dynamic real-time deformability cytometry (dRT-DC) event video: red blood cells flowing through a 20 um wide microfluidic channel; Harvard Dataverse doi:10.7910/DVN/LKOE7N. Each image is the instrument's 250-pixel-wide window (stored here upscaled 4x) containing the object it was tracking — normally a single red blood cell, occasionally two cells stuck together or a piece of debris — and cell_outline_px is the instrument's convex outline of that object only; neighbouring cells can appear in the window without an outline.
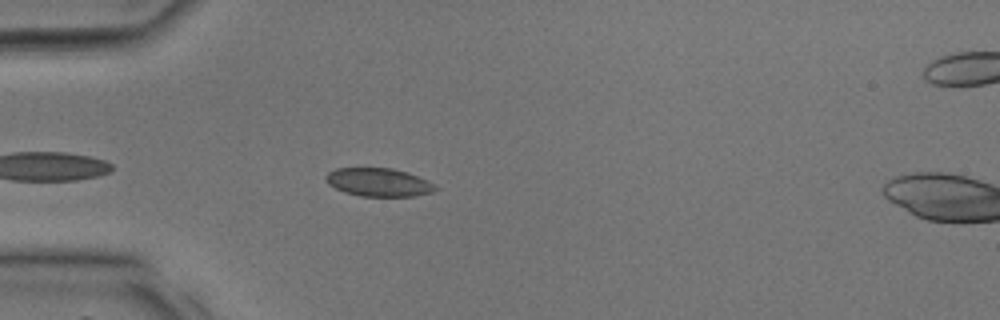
{"species": "common noctule bat (a hibernating species)", "species_latin": "Nyctalus noctula", "temperature_condition": "room temperature", "stored_images_in_passage": 29, "camera_frame_rate_fps": 3000, "um_per_image_px": 0.085, "animal": {"sex": "male", "body_mass_g": 17.9, "forearm_length_mm": 54.2}, "frame": {"image": 1, "passage_image": 3, "time_ms": 0.667, "image_size_px": [1000, 320], "cell_outline_px": [[440, 188], [432, 192], [412, 196], [360, 196], [344, 192], [328, 184], [324, 180], [324, 176], [328, 172], [336, 168], [392, 168], [408, 172]], "centroid_in_image_um": [32.13, 15.49], "position_along_channel_um": 52.9, "area_um2": 17.98}}
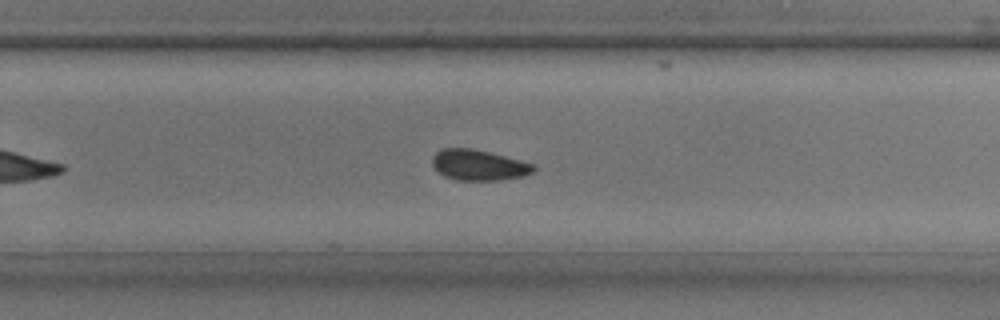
{"frame": {"image": 2, "passage_image": 16, "time_ms": 5.0, "image_size_px": [1000, 320], "cell_outline_px": [[536, 168], [532, 172], [524, 176], [500, 180], [456, 180], [444, 176], [432, 164], [432, 156], [440, 148], [468, 148], [488, 152], [536, 164]], "centroid_in_image_um": [40.69, 14.03], "position_along_channel_um": 289.1, "area_um2": 18.03}}
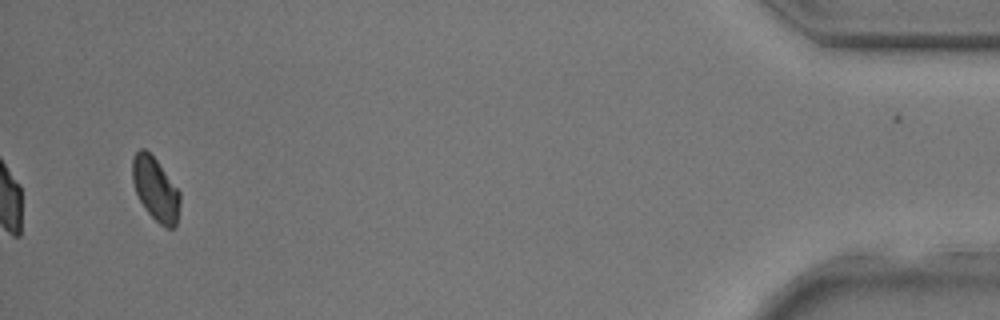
{"frame": {"image": 3, "passage_image": 27, "time_ms": 8.667, "image_size_px": [1000, 320], "cell_outline_px": [[180, 204], [176, 224], [172, 228], [168, 228], [160, 224], [148, 212], [140, 200], [136, 192], [132, 180], [132, 156], [140, 148], [144, 148], [156, 160], [180, 192]], "centroid_in_image_um": [13.2, 16.06], "position_along_channel_um": 422.0, "area_um2": 17.28}}